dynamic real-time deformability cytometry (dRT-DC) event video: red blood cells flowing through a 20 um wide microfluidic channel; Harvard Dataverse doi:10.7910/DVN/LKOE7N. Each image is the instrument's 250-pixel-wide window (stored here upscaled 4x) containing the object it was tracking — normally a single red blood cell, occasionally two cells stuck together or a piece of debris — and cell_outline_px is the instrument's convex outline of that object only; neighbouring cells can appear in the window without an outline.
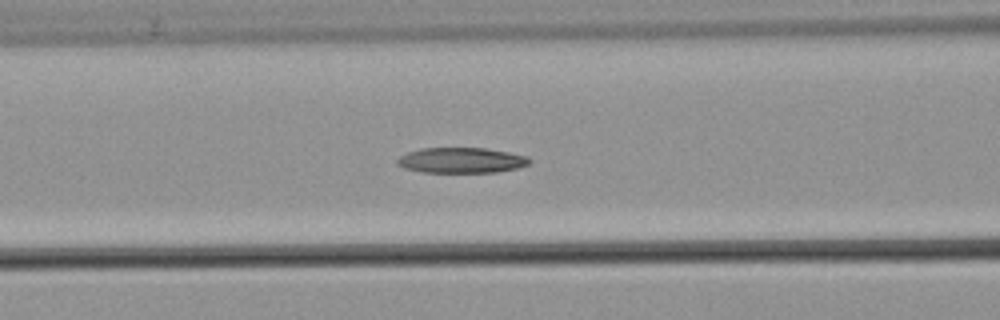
{"species": "common noctule bat (a hibernating species)", "species_latin": "Nyctalus noctula", "temperature_condition": "warm", "stored_images_in_passage": 55, "camera_frame_rate_fps": 3000, "um_per_image_px": 0.085, "animal": {"sex": "male", "body_mass_g": 21.5, "forearm_length_mm": 52.0}, "frame": {"image": 1, "passage_image": 24, "time_ms": 7.667, "image_size_px": [1000, 320], "cell_outline_px": [[532, 160], [528, 164], [516, 168], [496, 172], [420, 172], [404, 168], [396, 164], [396, 160], [400, 156], [408, 152], [420, 148], [484, 148], [508, 152], [528, 156]], "centroid_in_image_um": [39.19, 13.62], "position_along_channel_um": 127.4, "area_um2": 19.59}}